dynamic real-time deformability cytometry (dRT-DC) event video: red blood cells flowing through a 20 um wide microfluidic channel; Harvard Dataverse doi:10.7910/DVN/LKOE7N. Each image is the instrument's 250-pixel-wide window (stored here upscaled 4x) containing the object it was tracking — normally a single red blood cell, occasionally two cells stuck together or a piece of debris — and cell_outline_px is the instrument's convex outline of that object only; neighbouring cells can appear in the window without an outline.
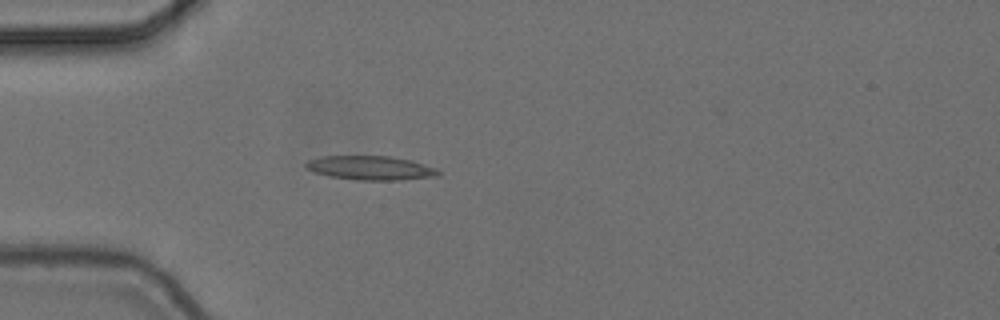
{"species": "common noctule bat (a hibernating species)", "species_latin": "Nyctalus noctula", "temperature_condition": "cold", "stored_images_in_passage": 2, "camera_frame_rate_fps": 3000, "um_per_image_px": 0.085, "animal": {"sex": "female", "body_mass_g": 24.6, "forearm_length_mm": 56.2}, "frame": {"image": 1, "passage_image": 2, "time_ms": 0.333, "image_size_px": [1000, 320], "cell_outline_px": [[440, 176], [396, 180], [356, 180], [328, 176], [316, 172], [308, 168], [304, 164], [308, 160], [320, 156], [392, 156], [412, 160], [436, 168], [440, 172]], "centroid_in_image_um": [31.52, 14.27], "position_along_channel_um": 53.5, "area_um2": 18.61}}